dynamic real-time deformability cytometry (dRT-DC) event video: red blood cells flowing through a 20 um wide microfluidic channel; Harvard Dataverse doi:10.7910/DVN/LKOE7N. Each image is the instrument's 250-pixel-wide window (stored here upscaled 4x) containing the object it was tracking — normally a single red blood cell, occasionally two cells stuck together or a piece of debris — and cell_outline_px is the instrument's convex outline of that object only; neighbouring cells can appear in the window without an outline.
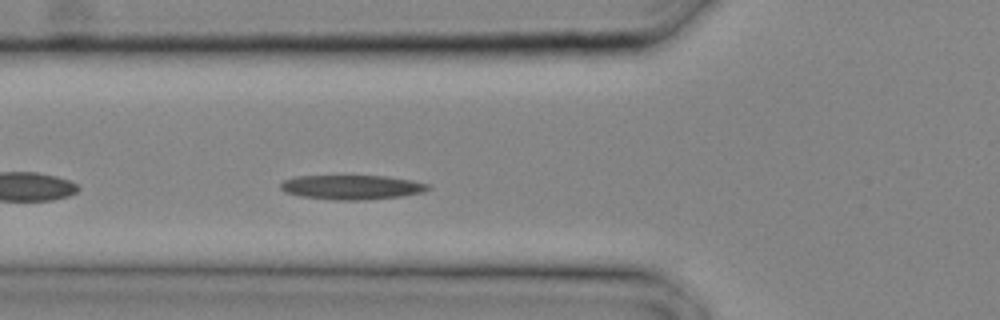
{"species": "common noctule bat (a hibernating species)", "species_latin": "Nyctalus noctula", "temperature_condition": "cold", "stored_images_in_passage": 12, "camera_frame_rate_fps": 3000, "um_per_image_px": 0.085, "animal": {"sex": "male", "body_mass_g": 20.4}, "frame": {"image": 1, "passage_image": 3, "time_ms": 0.667, "image_size_px": [1000, 320], "cell_outline_px": [[432, 188], [424, 192], [400, 196], [364, 200], [332, 200], [300, 196], [284, 192], [280, 188], [280, 184], [284, 180], [296, 176], [384, 176], [412, 180], [428, 184]], "centroid_in_image_um": [29.89, 15.92], "position_along_channel_um": 95.9, "area_um2": 21.04}}